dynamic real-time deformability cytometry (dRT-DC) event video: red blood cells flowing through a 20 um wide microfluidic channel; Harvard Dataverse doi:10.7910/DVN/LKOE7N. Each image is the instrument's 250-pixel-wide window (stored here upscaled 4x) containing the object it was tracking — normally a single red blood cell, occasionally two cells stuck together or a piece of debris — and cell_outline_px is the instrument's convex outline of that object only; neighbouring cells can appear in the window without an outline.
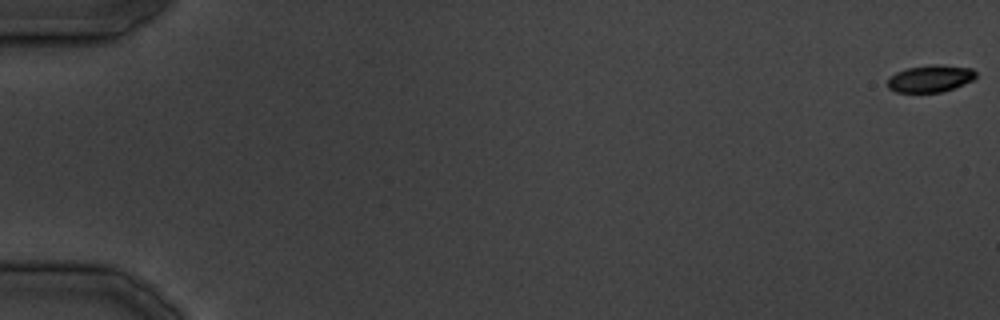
{"species": "common noctule bat (a hibernating species)", "species_latin": "Nyctalus noctula", "temperature_condition": "cold", "stored_images_in_passage": 38, "camera_frame_rate_fps": 3000, "um_per_image_px": 0.085, "animal": {"sex": "male", "body_mass_g": 19.5, "forearm_length_mm": 54.6}, "frame": {"image": 1, "passage_image": 1, "time_ms": 0.0, "image_size_px": [1000, 320], "cell_outline_px": [[976, 76], [972, 80], [952, 88], [940, 92], [896, 92], [888, 88], [884, 84], [896, 72], [904, 68], [932, 64], [936, 64], [972, 68], [976, 72]], "centroid_in_image_um": [79.03, 6.67], "position_along_channel_um": 6.0, "area_um2": 13.93}}